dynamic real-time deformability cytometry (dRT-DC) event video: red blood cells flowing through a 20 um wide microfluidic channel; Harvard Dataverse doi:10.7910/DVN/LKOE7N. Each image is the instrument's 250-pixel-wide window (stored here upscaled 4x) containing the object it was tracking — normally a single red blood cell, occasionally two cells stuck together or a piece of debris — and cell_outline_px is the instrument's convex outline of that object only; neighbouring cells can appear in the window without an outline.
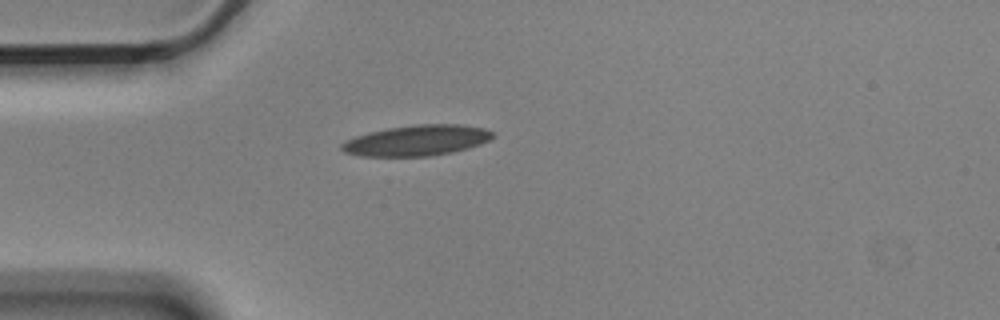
{"species": "Egyptian fruit bat (a non-hibernating species)", "species_latin": "Rousettus aegyptiacus", "temperature_condition": "cold", "stored_images_in_passage": 4, "camera_frame_rate_fps": 3000, "um_per_image_px": 0.085, "animal": {"sex": "male"}, "frame": {"image": 1, "passage_image": 4, "time_ms": 1.0, "image_size_px": [1000, 320], "cell_outline_px": [[496, 136], [480, 144], [468, 148], [452, 152], [432, 156], [360, 156], [344, 152], [340, 148], [340, 144], [356, 136], [368, 132], [388, 128], [416, 124], [460, 124], [484, 128], [492, 132]], "centroid_in_image_um": [35.43, 11.93], "position_along_channel_um": 49.6, "area_um2": 26.99}}